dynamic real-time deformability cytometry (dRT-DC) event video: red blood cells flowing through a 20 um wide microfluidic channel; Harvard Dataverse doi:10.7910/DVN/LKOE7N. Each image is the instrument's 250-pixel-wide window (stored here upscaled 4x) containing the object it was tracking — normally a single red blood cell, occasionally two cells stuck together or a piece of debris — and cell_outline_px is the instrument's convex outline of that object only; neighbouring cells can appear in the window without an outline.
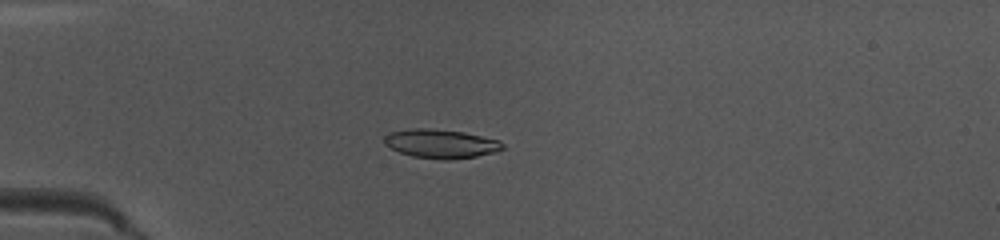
{"species": "common noctule bat (a hibernating species)", "species_latin": "Nyctalus noctula", "temperature_condition": "warm", "stored_images_in_passage": 44, "camera_frame_rate_fps": 3000, "um_per_image_px": 0.085, "animal": {"sex": "female", "body_mass_g": 10.0, "forearm_length_mm": 53.1}, "frame": {"image": 1, "passage_image": 8, "time_ms": 2.333, "image_size_px": [1000, 240], "cell_outline_px": [[504, 148], [496, 152], [476, 156], [448, 160], [444, 160], [412, 156], [400, 152], [384, 144], [384, 136], [392, 132], [412, 128], [432, 128], [464, 132], [500, 140], [504, 144]], "centroid_in_image_um": [37.5, 12.21], "position_along_channel_um": 47.5, "area_um2": 19.94}}
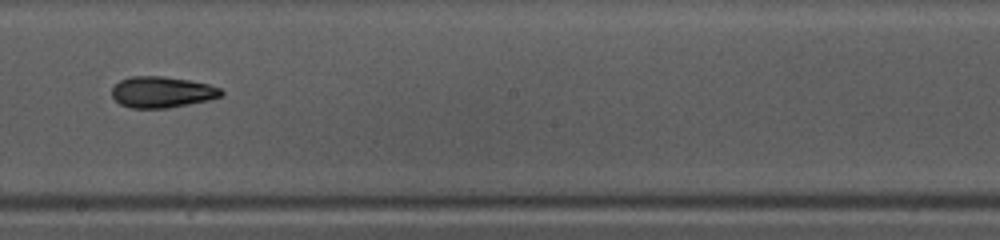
{"frame": {"image": 2, "passage_image": 23, "time_ms": 7.333, "image_size_px": [1000, 240], "cell_outline_px": [[224, 92], [220, 96], [208, 100], [168, 108], [128, 108], [120, 104], [112, 96], [112, 88], [120, 80], [132, 76], [164, 76], [188, 80], [208, 84], [220, 88]], "centroid_in_image_um": [13.74, 7.83], "position_along_channel_um": 234.5, "area_um2": 19.77}}
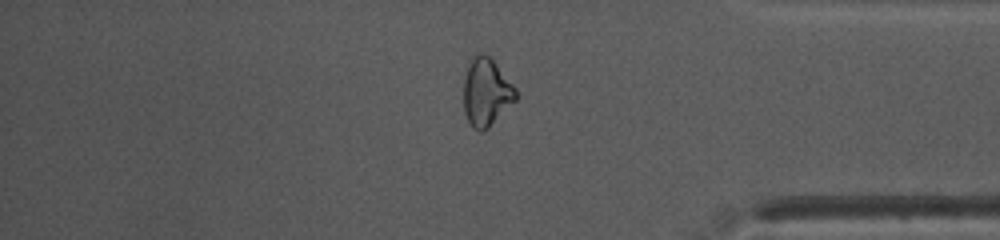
{"frame": {"image": 3, "passage_image": 36, "time_ms": 11.667, "image_size_px": [1000, 240], "cell_outline_px": [[516, 100], [484, 132], [480, 132], [472, 128], [464, 112], [464, 80], [468, 64], [472, 56], [476, 52], [480, 52], [488, 56], [492, 60], [516, 88]], "centroid_in_image_um": [41.31, 7.85], "position_along_channel_um": 393.9, "area_um2": 20.58}, "authors_computed_cell_mechanics": {"area_um2": 19.8543, "velocity_mm_per_s": 4.0619, "shape_relaxation_time_tau1_ms": 3.9568, "shape_relaxation_time_tau2_ms": 3.3963, "deformation_change_tau1": 0.1519, "deformation_change_tau2": 0.1163}}